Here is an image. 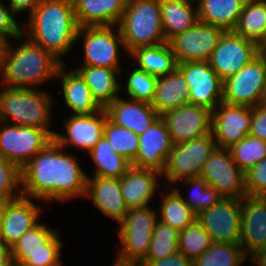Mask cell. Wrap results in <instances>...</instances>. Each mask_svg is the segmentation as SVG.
Segmentation results:
<instances>
[{
	"mask_svg": "<svg viewBox=\"0 0 266 266\" xmlns=\"http://www.w3.org/2000/svg\"><path fill=\"white\" fill-rule=\"evenodd\" d=\"M79 39H82L84 56L82 63L75 66L123 69L121 52L129 54L117 25L79 27L76 41Z\"/></svg>",
	"mask_w": 266,
	"mask_h": 266,
	"instance_id": "ba28073f",
	"label": "cell"
},
{
	"mask_svg": "<svg viewBox=\"0 0 266 266\" xmlns=\"http://www.w3.org/2000/svg\"><path fill=\"white\" fill-rule=\"evenodd\" d=\"M107 118L105 109L91 115L71 114L64 120L66 134L56 131L54 140L66 150L74 146L89 152L103 137Z\"/></svg>",
	"mask_w": 266,
	"mask_h": 266,
	"instance_id": "ffe728a7",
	"label": "cell"
},
{
	"mask_svg": "<svg viewBox=\"0 0 266 266\" xmlns=\"http://www.w3.org/2000/svg\"><path fill=\"white\" fill-rule=\"evenodd\" d=\"M113 261H114L113 266H142L140 263H123L117 260Z\"/></svg>",
	"mask_w": 266,
	"mask_h": 266,
	"instance_id": "816d5d0a",
	"label": "cell"
},
{
	"mask_svg": "<svg viewBox=\"0 0 266 266\" xmlns=\"http://www.w3.org/2000/svg\"><path fill=\"white\" fill-rule=\"evenodd\" d=\"M241 199L222 197L213 207L197 214L196 221L212 242L240 244Z\"/></svg>",
	"mask_w": 266,
	"mask_h": 266,
	"instance_id": "7c38bea8",
	"label": "cell"
},
{
	"mask_svg": "<svg viewBox=\"0 0 266 266\" xmlns=\"http://www.w3.org/2000/svg\"><path fill=\"white\" fill-rule=\"evenodd\" d=\"M79 27L117 25L128 0H72Z\"/></svg>",
	"mask_w": 266,
	"mask_h": 266,
	"instance_id": "4316f807",
	"label": "cell"
},
{
	"mask_svg": "<svg viewBox=\"0 0 266 266\" xmlns=\"http://www.w3.org/2000/svg\"><path fill=\"white\" fill-rule=\"evenodd\" d=\"M212 244L209 234L196 221L179 231L178 249L187 259L196 260Z\"/></svg>",
	"mask_w": 266,
	"mask_h": 266,
	"instance_id": "b9f144b4",
	"label": "cell"
},
{
	"mask_svg": "<svg viewBox=\"0 0 266 266\" xmlns=\"http://www.w3.org/2000/svg\"><path fill=\"white\" fill-rule=\"evenodd\" d=\"M0 266H13L11 248L0 241Z\"/></svg>",
	"mask_w": 266,
	"mask_h": 266,
	"instance_id": "681fc988",
	"label": "cell"
},
{
	"mask_svg": "<svg viewBox=\"0 0 266 266\" xmlns=\"http://www.w3.org/2000/svg\"><path fill=\"white\" fill-rule=\"evenodd\" d=\"M168 1L187 2V3L197 2V0H168Z\"/></svg>",
	"mask_w": 266,
	"mask_h": 266,
	"instance_id": "11a10c76",
	"label": "cell"
},
{
	"mask_svg": "<svg viewBox=\"0 0 266 266\" xmlns=\"http://www.w3.org/2000/svg\"><path fill=\"white\" fill-rule=\"evenodd\" d=\"M128 57L136 67L155 77H162L177 68V61L168 42L155 46L137 47Z\"/></svg>",
	"mask_w": 266,
	"mask_h": 266,
	"instance_id": "f546056e",
	"label": "cell"
},
{
	"mask_svg": "<svg viewBox=\"0 0 266 266\" xmlns=\"http://www.w3.org/2000/svg\"><path fill=\"white\" fill-rule=\"evenodd\" d=\"M74 69L85 80L92 97L102 109L120 96L122 69L94 66H77Z\"/></svg>",
	"mask_w": 266,
	"mask_h": 266,
	"instance_id": "83f0119b",
	"label": "cell"
},
{
	"mask_svg": "<svg viewBox=\"0 0 266 266\" xmlns=\"http://www.w3.org/2000/svg\"><path fill=\"white\" fill-rule=\"evenodd\" d=\"M260 52V48L243 36L234 31H224L208 63L224 81L239 72Z\"/></svg>",
	"mask_w": 266,
	"mask_h": 266,
	"instance_id": "4fadbf2b",
	"label": "cell"
},
{
	"mask_svg": "<svg viewBox=\"0 0 266 266\" xmlns=\"http://www.w3.org/2000/svg\"><path fill=\"white\" fill-rule=\"evenodd\" d=\"M21 195V169L0 155V198L9 201Z\"/></svg>",
	"mask_w": 266,
	"mask_h": 266,
	"instance_id": "7bdbcfd3",
	"label": "cell"
},
{
	"mask_svg": "<svg viewBox=\"0 0 266 266\" xmlns=\"http://www.w3.org/2000/svg\"><path fill=\"white\" fill-rule=\"evenodd\" d=\"M117 26L128 54L137 47L166 43L160 0H128Z\"/></svg>",
	"mask_w": 266,
	"mask_h": 266,
	"instance_id": "5b68a950",
	"label": "cell"
},
{
	"mask_svg": "<svg viewBox=\"0 0 266 266\" xmlns=\"http://www.w3.org/2000/svg\"><path fill=\"white\" fill-rule=\"evenodd\" d=\"M6 201L0 198V222H1V215L3 211V207L5 205Z\"/></svg>",
	"mask_w": 266,
	"mask_h": 266,
	"instance_id": "f5cc1de1",
	"label": "cell"
},
{
	"mask_svg": "<svg viewBox=\"0 0 266 266\" xmlns=\"http://www.w3.org/2000/svg\"><path fill=\"white\" fill-rule=\"evenodd\" d=\"M146 206L128 209L124 219L118 224L120 249H117V261L140 263L148 253L156 222L157 209Z\"/></svg>",
	"mask_w": 266,
	"mask_h": 266,
	"instance_id": "52a82bcc",
	"label": "cell"
},
{
	"mask_svg": "<svg viewBox=\"0 0 266 266\" xmlns=\"http://www.w3.org/2000/svg\"><path fill=\"white\" fill-rule=\"evenodd\" d=\"M37 199L21 195L6 201L0 222V241L11 248L20 237L40 221L41 206Z\"/></svg>",
	"mask_w": 266,
	"mask_h": 266,
	"instance_id": "d6986e66",
	"label": "cell"
},
{
	"mask_svg": "<svg viewBox=\"0 0 266 266\" xmlns=\"http://www.w3.org/2000/svg\"><path fill=\"white\" fill-rule=\"evenodd\" d=\"M78 161L53 140L21 168L22 195L46 203L85 199L88 173Z\"/></svg>",
	"mask_w": 266,
	"mask_h": 266,
	"instance_id": "6da1fadb",
	"label": "cell"
},
{
	"mask_svg": "<svg viewBox=\"0 0 266 266\" xmlns=\"http://www.w3.org/2000/svg\"><path fill=\"white\" fill-rule=\"evenodd\" d=\"M87 154L95 164L93 174L87 176L121 178L132 166L130 161L114 151L104 135Z\"/></svg>",
	"mask_w": 266,
	"mask_h": 266,
	"instance_id": "e575fe53",
	"label": "cell"
},
{
	"mask_svg": "<svg viewBox=\"0 0 266 266\" xmlns=\"http://www.w3.org/2000/svg\"><path fill=\"white\" fill-rule=\"evenodd\" d=\"M211 133L216 146L229 149L249 135L252 107L220 102L212 110Z\"/></svg>",
	"mask_w": 266,
	"mask_h": 266,
	"instance_id": "2e32d148",
	"label": "cell"
},
{
	"mask_svg": "<svg viewBox=\"0 0 266 266\" xmlns=\"http://www.w3.org/2000/svg\"><path fill=\"white\" fill-rule=\"evenodd\" d=\"M52 96L43 89L0 86V121L51 130Z\"/></svg>",
	"mask_w": 266,
	"mask_h": 266,
	"instance_id": "277c9868",
	"label": "cell"
},
{
	"mask_svg": "<svg viewBox=\"0 0 266 266\" xmlns=\"http://www.w3.org/2000/svg\"><path fill=\"white\" fill-rule=\"evenodd\" d=\"M160 8L166 42L175 35L185 32L199 21L197 2L160 0Z\"/></svg>",
	"mask_w": 266,
	"mask_h": 266,
	"instance_id": "1f68e13d",
	"label": "cell"
},
{
	"mask_svg": "<svg viewBox=\"0 0 266 266\" xmlns=\"http://www.w3.org/2000/svg\"><path fill=\"white\" fill-rule=\"evenodd\" d=\"M160 178V172L131 166L120 178V189L127 208L149 206L158 193Z\"/></svg>",
	"mask_w": 266,
	"mask_h": 266,
	"instance_id": "cb8c5ba5",
	"label": "cell"
},
{
	"mask_svg": "<svg viewBox=\"0 0 266 266\" xmlns=\"http://www.w3.org/2000/svg\"><path fill=\"white\" fill-rule=\"evenodd\" d=\"M104 136L114 151L133 163L137 157L139 135L133 131L115 125L108 118L104 126Z\"/></svg>",
	"mask_w": 266,
	"mask_h": 266,
	"instance_id": "60d3db41",
	"label": "cell"
},
{
	"mask_svg": "<svg viewBox=\"0 0 266 266\" xmlns=\"http://www.w3.org/2000/svg\"><path fill=\"white\" fill-rule=\"evenodd\" d=\"M186 104H189V85L178 68L158 77L151 105L159 115Z\"/></svg>",
	"mask_w": 266,
	"mask_h": 266,
	"instance_id": "f1b7e54d",
	"label": "cell"
},
{
	"mask_svg": "<svg viewBox=\"0 0 266 266\" xmlns=\"http://www.w3.org/2000/svg\"><path fill=\"white\" fill-rule=\"evenodd\" d=\"M53 140L46 129L0 121V155L20 169Z\"/></svg>",
	"mask_w": 266,
	"mask_h": 266,
	"instance_id": "8fae6325",
	"label": "cell"
},
{
	"mask_svg": "<svg viewBox=\"0 0 266 266\" xmlns=\"http://www.w3.org/2000/svg\"><path fill=\"white\" fill-rule=\"evenodd\" d=\"M261 51L266 55V45L261 49Z\"/></svg>",
	"mask_w": 266,
	"mask_h": 266,
	"instance_id": "9f6ffc18",
	"label": "cell"
},
{
	"mask_svg": "<svg viewBox=\"0 0 266 266\" xmlns=\"http://www.w3.org/2000/svg\"><path fill=\"white\" fill-rule=\"evenodd\" d=\"M189 85V103L213 110L222 102L223 81L208 61L177 64Z\"/></svg>",
	"mask_w": 266,
	"mask_h": 266,
	"instance_id": "e0dca14e",
	"label": "cell"
},
{
	"mask_svg": "<svg viewBox=\"0 0 266 266\" xmlns=\"http://www.w3.org/2000/svg\"><path fill=\"white\" fill-rule=\"evenodd\" d=\"M159 190L161 194L159 199V208L157 209L158 220L164 224L177 229L184 230L186 227L196 222L197 215L184 202L181 195L172 187L168 186ZM160 213V214H159Z\"/></svg>",
	"mask_w": 266,
	"mask_h": 266,
	"instance_id": "836d02e7",
	"label": "cell"
},
{
	"mask_svg": "<svg viewBox=\"0 0 266 266\" xmlns=\"http://www.w3.org/2000/svg\"><path fill=\"white\" fill-rule=\"evenodd\" d=\"M246 0H197L198 20L233 31Z\"/></svg>",
	"mask_w": 266,
	"mask_h": 266,
	"instance_id": "4dcf8cb0",
	"label": "cell"
},
{
	"mask_svg": "<svg viewBox=\"0 0 266 266\" xmlns=\"http://www.w3.org/2000/svg\"><path fill=\"white\" fill-rule=\"evenodd\" d=\"M179 231L171 226L157 221L153 232L152 240L146 257L140 262L146 266L151 260L165 258L179 251Z\"/></svg>",
	"mask_w": 266,
	"mask_h": 266,
	"instance_id": "74e56055",
	"label": "cell"
},
{
	"mask_svg": "<svg viewBox=\"0 0 266 266\" xmlns=\"http://www.w3.org/2000/svg\"><path fill=\"white\" fill-rule=\"evenodd\" d=\"M264 103H266V87H265V92H264Z\"/></svg>",
	"mask_w": 266,
	"mask_h": 266,
	"instance_id": "6f0895ef",
	"label": "cell"
},
{
	"mask_svg": "<svg viewBox=\"0 0 266 266\" xmlns=\"http://www.w3.org/2000/svg\"><path fill=\"white\" fill-rule=\"evenodd\" d=\"M200 177L223 197L241 199L246 195L244 173L234 162L228 149L216 147L206 161Z\"/></svg>",
	"mask_w": 266,
	"mask_h": 266,
	"instance_id": "9a60e30c",
	"label": "cell"
},
{
	"mask_svg": "<svg viewBox=\"0 0 266 266\" xmlns=\"http://www.w3.org/2000/svg\"><path fill=\"white\" fill-rule=\"evenodd\" d=\"M180 181L181 184L183 183L182 185L186 187L189 186L190 188V192H185V195L190 193L186 197L182 194V189L176 185L180 183ZM172 187L181 195L184 202L196 215L199 212L210 209L223 197L216 188L210 186L209 183L201 177L179 180Z\"/></svg>",
	"mask_w": 266,
	"mask_h": 266,
	"instance_id": "d590c367",
	"label": "cell"
},
{
	"mask_svg": "<svg viewBox=\"0 0 266 266\" xmlns=\"http://www.w3.org/2000/svg\"><path fill=\"white\" fill-rule=\"evenodd\" d=\"M60 232L39 222L11 247L13 266H61Z\"/></svg>",
	"mask_w": 266,
	"mask_h": 266,
	"instance_id": "8992f818",
	"label": "cell"
},
{
	"mask_svg": "<svg viewBox=\"0 0 266 266\" xmlns=\"http://www.w3.org/2000/svg\"><path fill=\"white\" fill-rule=\"evenodd\" d=\"M248 257L239 244L212 242L211 246L193 261V266H241Z\"/></svg>",
	"mask_w": 266,
	"mask_h": 266,
	"instance_id": "8d00e7d4",
	"label": "cell"
},
{
	"mask_svg": "<svg viewBox=\"0 0 266 266\" xmlns=\"http://www.w3.org/2000/svg\"><path fill=\"white\" fill-rule=\"evenodd\" d=\"M146 266H193V261L178 251L165 258L151 260Z\"/></svg>",
	"mask_w": 266,
	"mask_h": 266,
	"instance_id": "7dc6e473",
	"label": "cell"
},
{
	"mask_svg": "<svg viewBox=\"0 0 266 266\" xmlns=\"http://www.w3.org/2000/svg\"><path fill=\"white\" fill-rule=\"evenodd\" d=\"M265 87L266 55L261 51L239 72L223 81L222 101L253 107L264 103Z\"/></svg>",
	"mask_w": 266,
	"mask_h": 266,
	"instance_id": "30bf717a",
	"label": "cell"
},
{
	"mask_svg": "<svg viewBox=\"0 0 266 266\" xmlns=\"http://www.w3.org/2000/svg\"><path fill=\"white\" fill-rule=\"evenodd\" d=\"M228 150L240 170L246 173L266 158V141L247 135Z\"/></svg>",
	"mask_w": 266,
	"mask_h": 266,
	"instance_id": "f35d334b",
	"label": "cell"
},
{
	"mask_svg": "<svg viewBox=\"0 0 266 266\" xmlns=\"http://www.w3.org/2000/svg\"><path fill=\"white\" fill-rule=\"evenodd\" d=\"M233 31L262 49L266 45V1L246 0Z\"/></svg>",
	"mask_w": 266,
	"mask_h": 266,
	"instance_id": "d6a6232c",
	"label": "cell"
},
{
	"mask_svg": "<svg viewBox=\"0 0 266 266\" xmlns=\"http://www.w3.org/2000/svg\"><path fill=\"white\" fill-rule=\"evenodd\" d=\"M105 111L111 122L137 135L143 134L160 116L151 104L120 96L110 103Z\"/></svg>",
	"mask_w": 266,
	"mask_h": 266,
	"instance_id": "d4e9b609",
	"label": "cell"
},
{
	"mask_svg": "<svg viewBox=\"0 0 266 266\" xmlns=\"http://www.w3.org/2000/svg\"><path fill=\"white\" fill-rule=\"evenodd\" d=\"M240 246L249 258L266 249V200L263 196L241 198Z\"/></svg>",
	"mask_w": 266,
	"mask_h": 266,
	"instance_id": "44dd1931",
	"label": "cell"
},
{
	"mask_svg": "<svg viewBox=\"0 0 266 266\" xmlns=\"http://www.w3.org/2000/svg\"><path fill=\"white\" fill-rule=\"evenodd\" d=\"M132 69L128 71L125 80L126 86L121 88V94L124 89L127 98L152 104L158 77H155L136 66Z\"/></svg>",
	"mask_w": 266,
	"mask_h": 266,
	"instance_id": "ab89813d",
	"label": "cell"
},
{
	"mask_svg": "<svg viewBox=\"0 0 266 266\" xmlns=\"http://www.w3.org/2000/svg\"><path fill=\"white\" fill-rule=\"evenodd\" d=\"M27 17L22 33L65 64L79 30L73 1L42 0Z\"/></svg>",
	"mask_w": 266,
	"mask_h": 266,
	"instance_id": "7a4b0ae2",
	"label": "cell"
},
{
	"mask_svg": "<svg viewBox=\"0 0 266 266\" xmlns=\"http://www.w3.org/2000/svg\"><path fill=\"white\" fill-rule=\"evenodd\" d=\"M249 260L254 266H266V249L257 251L249 257Z\"/></svg>",
	"mask_w": 266,
	"mask_h": 266,
	"instance_id": "f907efd6",
	"label": "cell"
},
{
	"mask_svg": "<svg viewBox=\"0 0 266 266\" xmlns=\"http://www.w3.org/2000/svg\"><path fill=\"white\" fill-rule=\"evenodd\" d=\"M224 30L198 21L194 26L171 38L168 43L178 64L208 61Z\"/></svg>",
	"mask_w": 266,
	"mask_h": 266,
	"instance_id": "5bb4252c",
	"label": "cell"
},
{
	"mask_svg": "<svg viewBox=\"0 0 266 266\" xmlns=\"http://www.w3.org/2000/svg\"><path fill=\"white\" fill-rule=\"evenodd\" d=\"M172 147L170 134L159 116L143 134L139 135L137 157L132 166L162 173Z\"/></svg>",
	"mask_w": 266,
	"mask_h": 266,
	"instance_id": "7402d4cb",
	"label": "cell"
},
{
	"mask_svg": "<svg viewBox=\"0 0 266 266\" xmlns=\"http://www.w3.org/2000/svg\"><path fill=\"white\" fill-rule=\"evenodd\" d=\"M246 195L266 194V158L244 173Z\"/></svg>",
	"mask_w": 266,
	"mask_h": 266,
	"instance_id": "ee69618b",
	"label": "cell"
},
{
	"mask_svg": "<svg viewBox=\"0 0 266 266\" xmlns=\"http://www.w3.org/2000/svg\"><path fill=\"white\" fill-rule=\"evenodd\" d=\"M85 198L117 225L128 212L120 189V178L87 176Z\"/></svg>",
	"mask_w": 266,
	"mask_h": 266,
	"instance_id": "603a6c76",
	"label": "cell"
},
{
	"mask_svg": "<svg viewBox=\"0 0 266 266\" xmlns=\"http://www.w3.org/2000/svg\"><path fill=\"white\" fill-rule=\"evenodd\" d=\"M5 44V41H3L1 38H0V61H1V54H2V50H3V46Z\"/></svg>",
	"mask_w": 266,
	"mask_h": 266,
	"instance_id": "db71d44e",
	"label": "cell"
},
{
	"mask_svg": "<svg viewBox=\"0 0 266 266\" xmlns=\"http://www.w3.org/2000/svg\"><path fill=\"white\" fill-rule=\"evenodd\" d=\"M249 135L266 141V103L252 107V121Z\"/></svg>",
	"mask_w": 266,
	"mask_h": 266,
	"instance_id": "bcb514c9",
	"label": "cell"
},
{
	"mask_svg": "<svg viewBox=\"0 0 266 266\" xmlns=\"http://www.w3.org/2000/svg\"><path fill=\"white\" fill-rule=\"evenodd\" d=\"M5 42L0 61V85L7 87L42 89L44 83L56 79L63 63L23 33L14 41ZM15 48V49H14ZM38 86V87H37ZM40 86V87H39Z\"/></svg>",
	"mask_w": 266,
	"mask_h": 266,
	"instance_id": "3957f363",
	"label": "cell"
},
{
	"mask_svg": "<svg viewBox=\"0 0 266 266\" xmlns=\"http://www.w3.org/2000/svg\"><path fill=\"white\" fill-rule=\"evenodd\" d=\"M173 144L200 138L211 133L212 111L195 104H186L160 115Z\"/></svg>",
	"mask_w": 266,
	"mask_h": 266,
	"instance_id": "ac0fdd59",
	"label": "cell"
},
{
	"mask_svg": "<svg viewBox=\"0 0 266 266\" xmlns=\"http://www.w3.org/2000/svg\"><path fill=\"white\" fill-rule=\"evenodd\" d=\"M42 0H8V6L16 15H21L26 12L28 15Z\"/></svg>",
	"mask_w": 266,
	"mask_h": 266,
	"instance_id": "c3c4849f",
	"label": "cell"
},
{
	"mask_svg": "<svg viewBox=\"0 0 266 266\" xmlns=\"http://www.w3.org/2000/svg\"><path fill=\"white\" fill-rule=\"evenodd\" d=\"M63 64L55 80L61 81V90L64 103L71 114L91 115L102 110L92 97L85 80L75 69H67ZM67 69V70H65Z\"/></svg>",
	"mask_w": 266,
	"mask_h": 266,
	"instance_id": "484cf974",
	"label": "cell"
},
{
	"mask_svg": "<svg viewBox=\"0 0 266 266\" xmlns=\"http://www.w3.org/2000/svg\"><path fill=\"white\" fill-rule=\"evenodd\" d=\"M18 17L12 9L0 1V38L7 42L22 34V25L16 19Z\"/></svg>",
	"mask_w": 266,
	"mask_h": 266,
	"instance_id": "f6af8a7d",
	"label": "cell"
},
{
	"mask_svg": "<svg viewBox=\"0 0 266 266\" xmlns=\"http://www.w3.org/2000/svg\"><path fill=\"white\" fill-rule=\"evenodd\" d=\"M216 147L212 133L173 144L165 169L161 173L168 187L179 180L200 177L206 161Z\"/></svg>",
	"mask_w": 266,
	"mask_h": 266,
	"instance_id": "9c48e42d",
	"label": "cell"
}]
</instances>
